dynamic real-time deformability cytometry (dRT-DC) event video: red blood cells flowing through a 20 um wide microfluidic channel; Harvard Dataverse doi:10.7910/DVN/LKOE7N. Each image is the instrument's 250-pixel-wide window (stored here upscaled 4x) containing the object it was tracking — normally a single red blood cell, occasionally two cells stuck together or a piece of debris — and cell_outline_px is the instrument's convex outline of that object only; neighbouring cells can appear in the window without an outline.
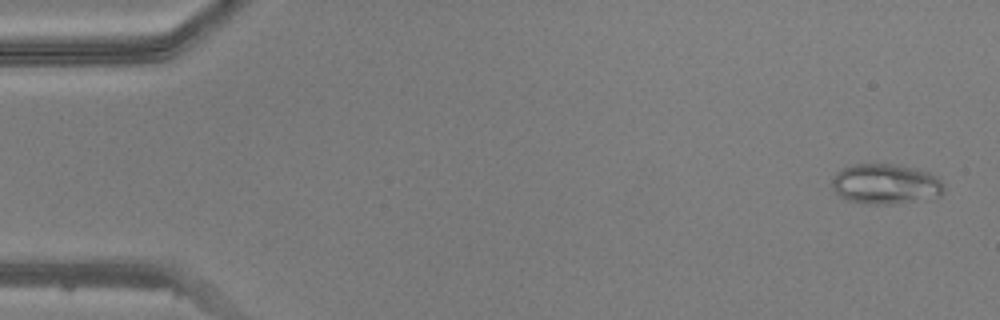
{"species": "common noctule bat (a hibernating species)", "species_latin": "Nyctalus noctula", "temperature_condition": "warm", "stored_images_in_passage": 50, "camera_frame_rate_fps": 3000, "um_per_image_px": 0.085, "animal": {"sex": "male", "body_mass_g": 20.5, "forearm_length_mm": 52.5}, "frame": {"image": 1, "passage_image": 2, "time_ms": 0.333, "image_size_px": [1000, 320], "cell_outline_px": [[944, 192], [940, 196], [892, 204], [868, 204], [844, 200], [832, 188], [832, 176], [840, 168], [856, 164], [892, 164], [916, 168], [928, 172], [936, 176], [944, 184]], "centroid_in_image_um": [75.24, 15.64], "position_along_channel_um": 9.8, "area_um2": 26.41}}
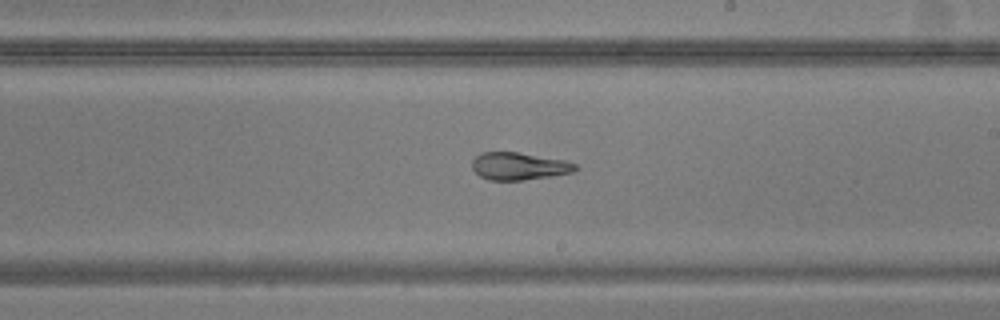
{"frame": {"image": 2, "passage_image": 29, "time_ms": 9.333, "image_size_px": [1000, 320], "cell_outline_px": [[580, 168], [572, 172], [524, 180], [488, 180], [480, 176], [472, 168], [472, 160], [480, 152], [516, 152], [564, 160], [576, 164]], "centroid_in_image_um": [44.09, 14.12], "position_along_channel_um": 244.9, "area_um2": 16.42}}
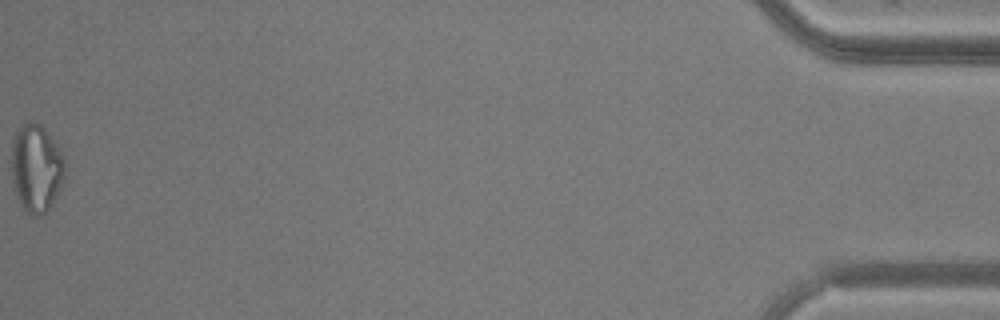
{"frame": {"image": 3, "passage_image": 50, "time_ms": 16.333, "image_size_px": [1000, 320], "cell_outline_px": [[64, 180], [48, 212], [44, 216], [32, 216], [24, 208], [16, 192], [12, 172], [12, 140], [16, 132], [28, 120], [32, 120], [40, 124], [48, 132], [64, 156]], "centroid_in_image_um": [3.11, 14.28], "position_along_channel_um": 432.1, "area_um2": 27.22}}